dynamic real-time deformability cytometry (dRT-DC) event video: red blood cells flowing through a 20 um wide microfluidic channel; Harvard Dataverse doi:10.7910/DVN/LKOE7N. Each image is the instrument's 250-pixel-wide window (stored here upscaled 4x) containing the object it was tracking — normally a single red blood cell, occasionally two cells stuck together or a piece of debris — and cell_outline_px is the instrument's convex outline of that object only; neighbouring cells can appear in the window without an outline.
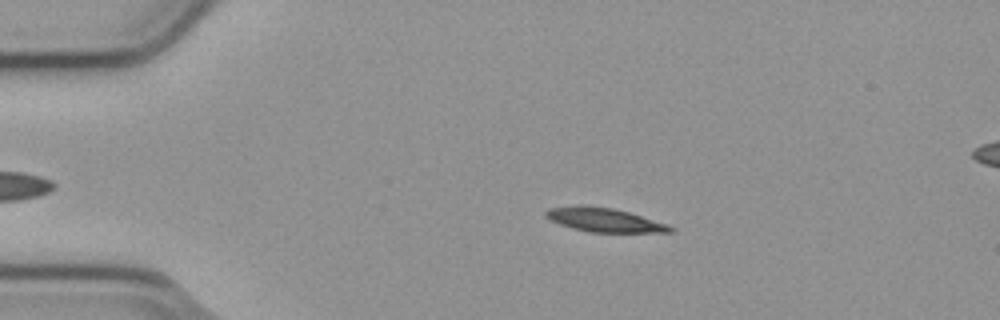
{"species": "common noctule bat (a hibernating species)", "species_latin": "Nyctalus noctula", "temperature_condition": "cold", "stored_images_in_passage": 46, "camera_frame_rate_fps": 3000, "um_per_image_px": 0.085, "animal": {"sex": "male", "body_mass_g": 23.1, "forearm_length_mm": 52.7}, "frame": {"image": 1, "passage_image": 10, "time_ms": 3.0, "image_size_px": [1000, 320], "cell_outline_px": [[676, 228], [672, 232], [588, 232], [572, 228], [560, 224], [544, 216], [544, 212], [548, 208], [580, 204], [584, 204], [612, 208], [628, 212], [668, 224]], "centroid_in_image_um": [51.34, 18.68], "position_along_channel_um": 33.7, "area_um2": 17.46}}
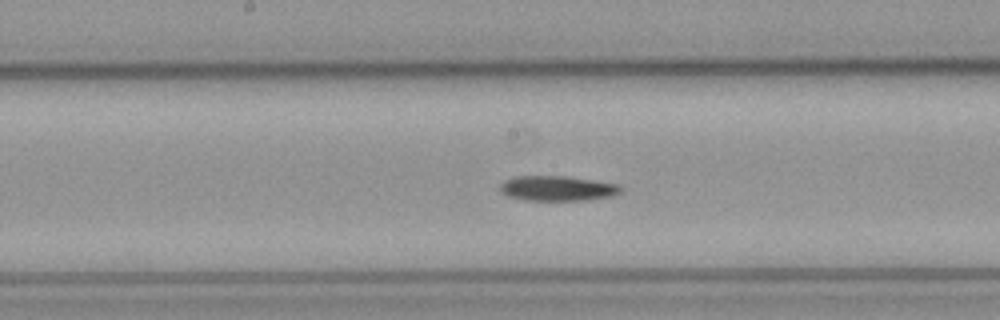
{"frame": {"image": 2, "passage_image": 27, "time_ms": 8.667, "image_size_px": [1000, 320], "cell_outline_px": [[620, 192], [612, 196], [588, 200], [524, 200], [508, 196], [500, 192], [500, 184], [504, 180], [512, 176], [564, 176], [592, 180], [616, 184], [620, 188]], "centroid_in_image_um": [47.3, 16.01], "position_along_channel_um": 200.9, "area_um2": 17.51}}
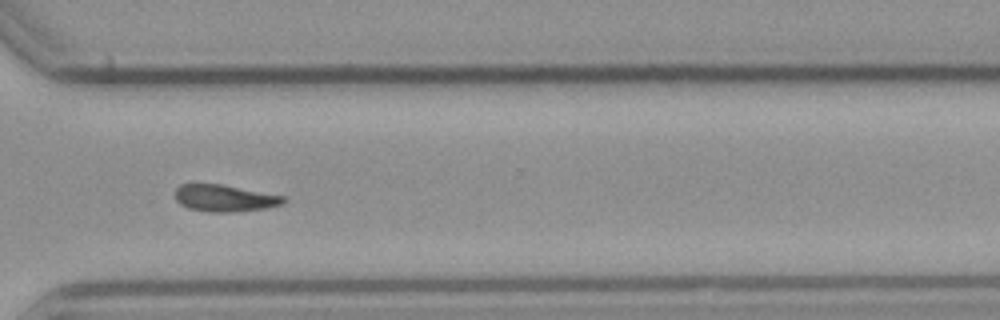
{"frame": {"image": 3, "passage_image": 39, "time_ms": 12.667, "image_size_px": [1000, 320], "cell_outline_px": [[288, 200], [284, 204], [268, 208], [236, 212], [208, 212], [188, 208], [180, 204], [176, 200], [176, 188], [180, 184], [220, 184], [284, 196]], "centroid_in_image_um": [19.13, 16.86], "position_along_channel_um": 351.5, "area_um2": 17.05}, "authors_computed_cell_mechanics": {"area_um2": 17.2244, "velocity_mm_per_s": 3.7794, "shape_relaxation_time_tau1_ms": 3.033, "shape_relaxation_time_tau2_ms": null, "deformation_change_tau1": 0.1354, "deformation_change_tau2": null}}